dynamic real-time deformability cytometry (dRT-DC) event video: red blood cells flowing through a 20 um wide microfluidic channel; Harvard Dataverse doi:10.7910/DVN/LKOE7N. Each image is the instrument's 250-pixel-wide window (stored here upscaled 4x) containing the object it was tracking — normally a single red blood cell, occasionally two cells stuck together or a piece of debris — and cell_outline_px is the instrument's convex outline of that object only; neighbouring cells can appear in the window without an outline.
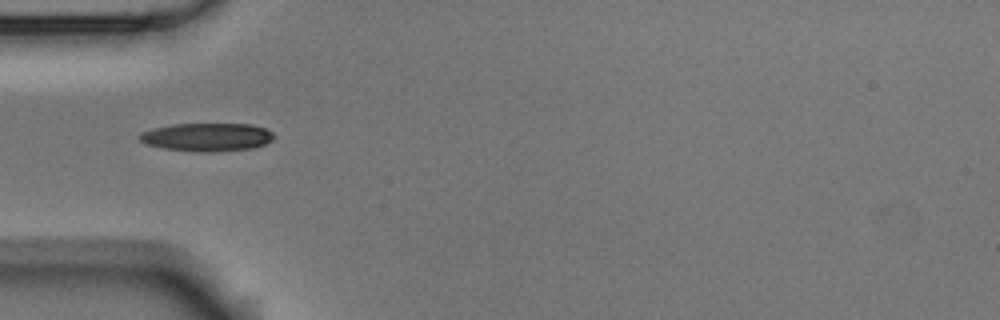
{"species": "Egyptian fruit bat (a non-hibernating species)", "species_latin": "Rousettus aegyptiacus", "temperature_condition": "room temperature", "stored_images_in_passage": 2, "camera_frame_rate_fps": 3000, "um_per_image_px": 0.085, "animal": {"sex": "male"}, "frame": {"image": 1, "passage_image": 1, "time_ms": 0.0, "image_size_px": [1000, 320], "cell_outline_px": [[276, 136], [272, 140], [264, 144], [252, 148], [216, 152], [192, 152], [164, 148], [144, 144], [136, 136], [140, 132], [152, 128], [172, 124], [252, 124], [264, 128], [272, 132]], "centroid_in_image_um": [17.55, 11.66], "position_along_channel_um": 67.4, "area_um2": 22.43}}
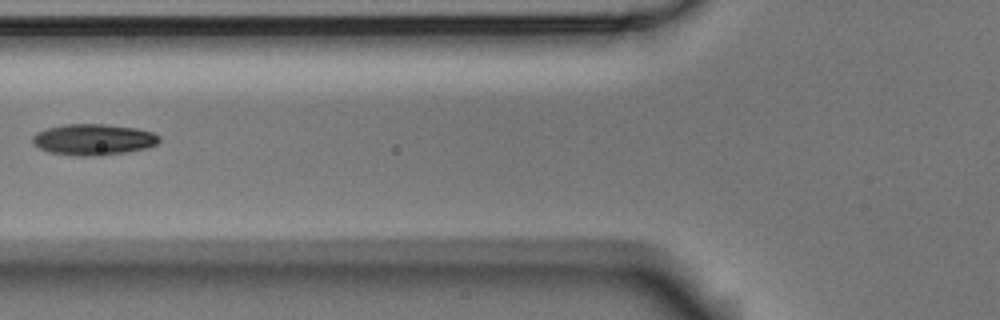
{"frame": {"image": 2, "passage_image": 2, "time_ms": 0.333, "image_size_px": [1000, 320], "cell_outline_px": [[160, 140], [156, 144], [144, 148], [124, 152], [100, 156], [76, 156], [48, 152], [32, 144], [32, 136], [36, 132], [48, 128], [64, 124], [104, 124], [136, 128], [152, 132], [160, 136]], "centroid_in_image_um": [7.9, 11.86], "position_along_channel_um": 117.9, "area_um2": 23.0}}